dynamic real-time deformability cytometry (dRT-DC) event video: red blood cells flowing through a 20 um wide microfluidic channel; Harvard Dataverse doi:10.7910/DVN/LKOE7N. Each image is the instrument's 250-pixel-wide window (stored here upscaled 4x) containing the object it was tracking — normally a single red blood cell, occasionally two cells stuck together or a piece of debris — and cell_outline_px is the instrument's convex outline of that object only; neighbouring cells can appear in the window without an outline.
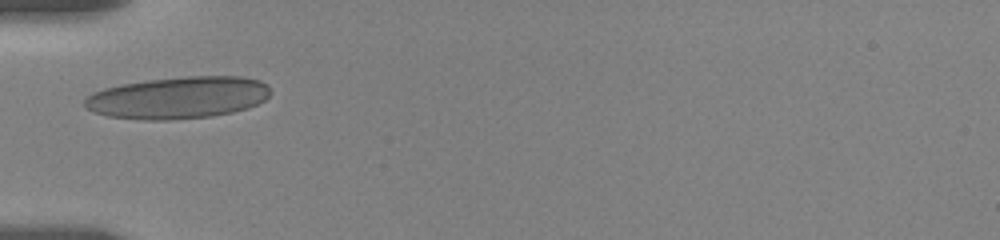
{"species": "human", "species_latin": "Homo sapiens", "temperature_condition": "room temperature", "stored_images_in_passage": 10, "camera_frame_rate_fps": 3000, "um_per_image_px": 0.085, "donor": {"sex": "female"}, "frame": {"image": 1, "passage_image": 1, "time_ms": 0.0, "image_size_px": [1000, 240], "cell_outline_px": [[272, 92], [264, 100], [248, 108], [232, 112], [212, 116], [168, 120], [144, 120], [108, 116], [92, 112], [84, 104], [84, 100], [92, 92], [104, 88], [120, 84], [148, 80], [188, 76], [240, 76], [260, 80], [268, 84]], "centroid_in_image_um": [15.15, 8.29], "position_along_channel_um": 69.8, "area_um2": 45.66}}
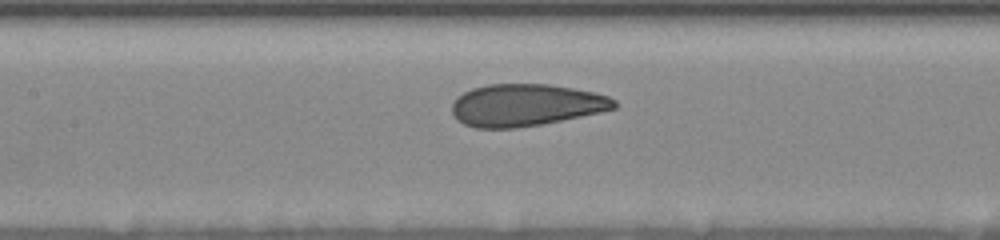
{"frame": {"image": 2, "passage_image": 7, "time_ms": 2.667, "image_size_px": [1000, 240], "cell_outline_px": [[616, 108], [600, 112], [540, 124], [516, 128], [476, 128], [464, 124], [456, 120], [452, 112], [452, 104], [456, 96], [472, 88], [488, 84], [548, 84], [596, 92], [608, 96], [616, 100]], "centroid_in_image_um": [44.66, 8.93], "position_along_channel_um": 162.7, "area_um2": 39.82}}
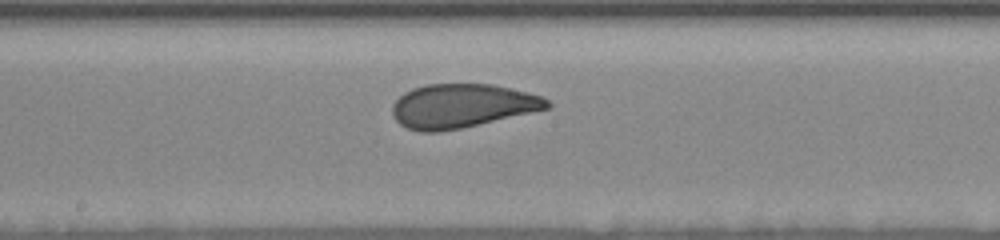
{"frame": {"image": 3, "passage_image": 9, "time_ms": 4.0, "image_size_px": [1000, 240], "cell_outline_px": [[552, 104], [548, 108], [460, 128], [440, 132], [424, 132], [408, 128], [400, 124], [392, 116], [392, 104], [404, 92], [412, 88], [428, 84], [492, 84], [528, 92], [544, 96]], "centroid_in_image_um": [39.24, 8.99], "position_along_channel_um": 209.0, "area_um2": 39.36}}